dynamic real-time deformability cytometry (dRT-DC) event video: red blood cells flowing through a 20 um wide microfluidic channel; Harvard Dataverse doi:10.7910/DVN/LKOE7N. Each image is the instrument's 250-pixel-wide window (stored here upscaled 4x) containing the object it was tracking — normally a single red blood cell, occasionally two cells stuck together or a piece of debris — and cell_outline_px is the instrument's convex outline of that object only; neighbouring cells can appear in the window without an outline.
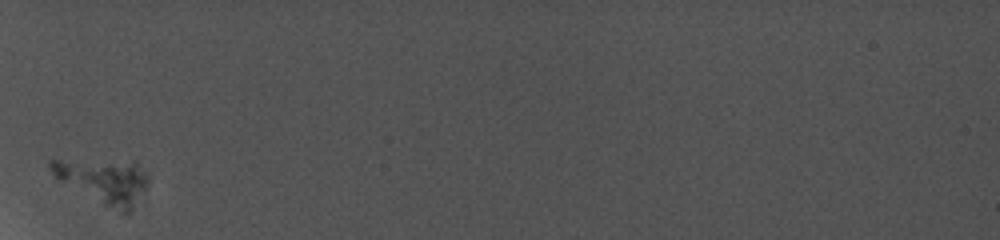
{"species": "common noctule bat (a hibernating species)", "species_latin": "Nyctalus noctula", "temperature_condition": "cold", "stored_images_in_passage": 14, "segment_of_instrument_passage": [1, 2], "camera_frame_rate_fps": 5000, "um_per_image_px": 0.085, "animal": {"sex": "female", "body_mass_g": 19.0, "forearm_length_mm": 56.7}, "frame": {"image": 1, "passage_image": 1, "time_ms": 0.0, "image_size_px": [1000, 240], "cell_outline_px": [[148, 180], [144, 188], [128, 212], [124, 212], [104, 204], [60, 180], [52, 172], [48, 164], [48, 160], [136, 160], [148, 176]], "centroid_in_image_um": [8.83, 15.29], "position_along_channel_um": 76.2, "area_um2": 24.39}}